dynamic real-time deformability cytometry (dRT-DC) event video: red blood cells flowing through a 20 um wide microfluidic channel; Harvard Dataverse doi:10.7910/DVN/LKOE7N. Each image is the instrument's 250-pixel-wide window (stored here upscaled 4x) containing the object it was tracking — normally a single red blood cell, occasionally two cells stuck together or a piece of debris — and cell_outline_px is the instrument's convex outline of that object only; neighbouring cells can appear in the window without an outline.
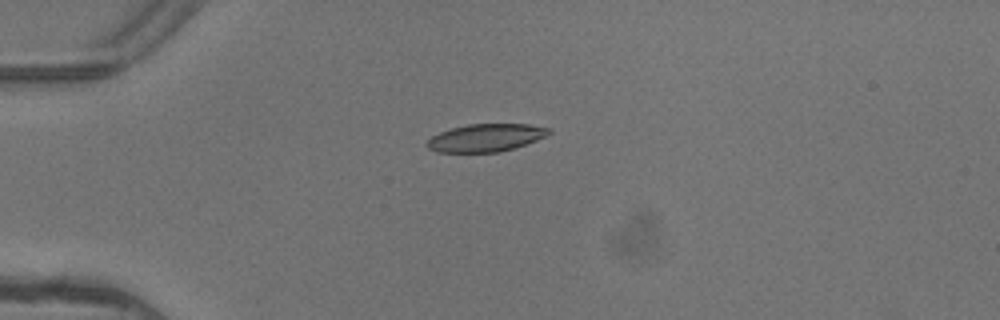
{"species": "common noctule bat (a hibernating species)", "species_latin": "Nyctalus noctula", "temperature_condition": "warm", "stored_images_in_passage": 4, "camera_frame_rate_fps": 3000, "um_per_image_px": 0.085, "animal": {"sex": "female"}, "frame": {"image": 1, "passage_image": 2, "time_ms": 0.333, "image_size_px": [1000, 320], "cell_outline_px": [[552, 132], [536, 140], [516, 148], [500, 152], [436, 152], [428, 148], [424, 144], [432, 136], [440, 132], [452, 128], [468, 124], [528, 124], [552, 128]], "centroid_in_image_um": [41.3, 11.71], "position_along_channel_um": 43.7, "area_um2": 19.77}}
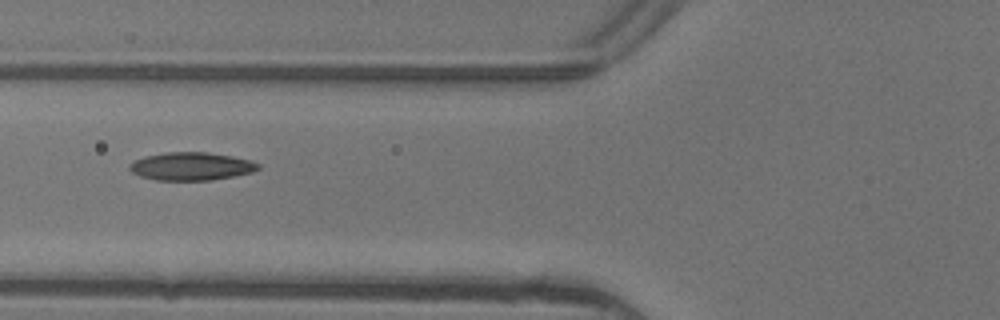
{"frame": {"image": 2, "passage_image": 4, "time_ms": 1.0, "image_size_px": [1000, 320], "cell_outline_px": [[260, 168], [252, 172], [236, 176], [212, 180], [156, 180], [140, 176], [132, 172], [128, 168], [128, 164], [144, 156], [168, 152], [208, 152], [232, 156], [252, 160], [260, 164]], "centroid_in_image_um": [16.28, 14.13], "position_along_channel_um": 109.5, "area_um2": 21.15}}